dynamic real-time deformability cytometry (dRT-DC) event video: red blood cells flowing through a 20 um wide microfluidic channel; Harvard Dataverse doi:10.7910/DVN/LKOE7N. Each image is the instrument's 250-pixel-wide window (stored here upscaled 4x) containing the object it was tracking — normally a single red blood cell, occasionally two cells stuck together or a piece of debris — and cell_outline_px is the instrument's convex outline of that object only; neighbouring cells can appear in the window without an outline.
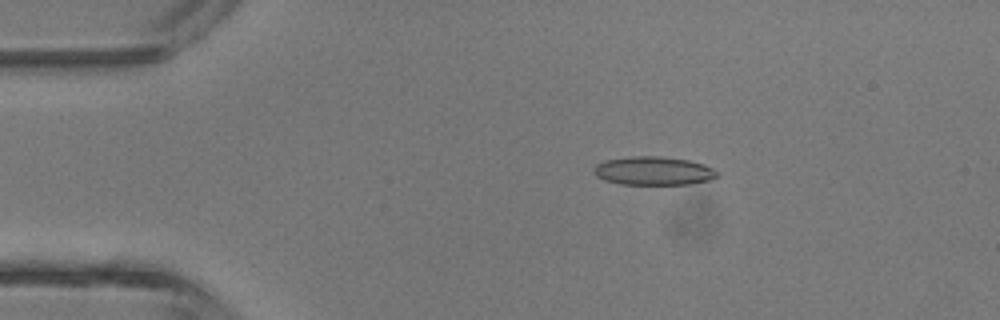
{"species": "common noctule bat (a hibernating species)", "species_latin": "Nyctalus noctula", "temperature_condition": "room temperature", "stored_images_in_passage": 4, "camera_frame_rate_fps": 3000, "um_per_image_px": 0.085, "animal": {"sex": "male", "body_mass_g": 13.3}, "frame": {"image": 1, "passage_image": 3, "time_ms": 2.333, "image_size_px": [1000, 320], "cell_outline_px": [[720, 176], [712, 180], [688, 184], [620, 184], [604, 180], [596, 176], [592, 172], [592, 168], [596, 164], [604, 160], [628, 156], [660, 156], [688, 160], [704, 164], [712, 168]], "centroid_in_image_um": [55.51, 14.52], "position_along_channel_um": 29.5, "area_um2": 20.75}}